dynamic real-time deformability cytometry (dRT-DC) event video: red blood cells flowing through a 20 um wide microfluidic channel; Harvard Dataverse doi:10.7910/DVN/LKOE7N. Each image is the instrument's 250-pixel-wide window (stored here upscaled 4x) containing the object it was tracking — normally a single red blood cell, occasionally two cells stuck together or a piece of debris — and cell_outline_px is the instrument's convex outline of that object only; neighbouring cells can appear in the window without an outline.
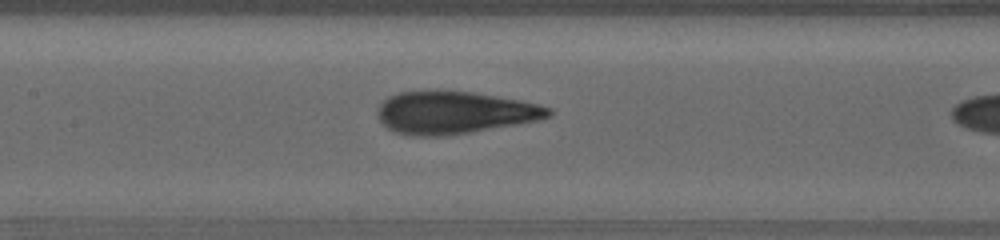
{"species": "human", "species_latin": "Homo sapiens", "temperature_condition": "warm", "stored_images_in_passage": 14, "camera_frame_rate_fps": 3000, "um_per_image_px": 0.085, "donor": {"sex": "female"}, "frame": {"image": 1, "passage_image": 12, "time_ms": 3.667, "image_size_px": [1000, 240], "cell_outline_px": [[552, 112], [548, 116], [536, 120], [468, 132], [440, 136], [412, 136], [392, 132], [380, 120], [380, 104], [388, 96], [400, 92], [436, 88], [472, 92], [520, 100], [540, 104], [552, 108]], "centroid_in_image_um": [38.58, 9.53], "position_along_channel_um": 168.8, "area_um2": 42.37}}